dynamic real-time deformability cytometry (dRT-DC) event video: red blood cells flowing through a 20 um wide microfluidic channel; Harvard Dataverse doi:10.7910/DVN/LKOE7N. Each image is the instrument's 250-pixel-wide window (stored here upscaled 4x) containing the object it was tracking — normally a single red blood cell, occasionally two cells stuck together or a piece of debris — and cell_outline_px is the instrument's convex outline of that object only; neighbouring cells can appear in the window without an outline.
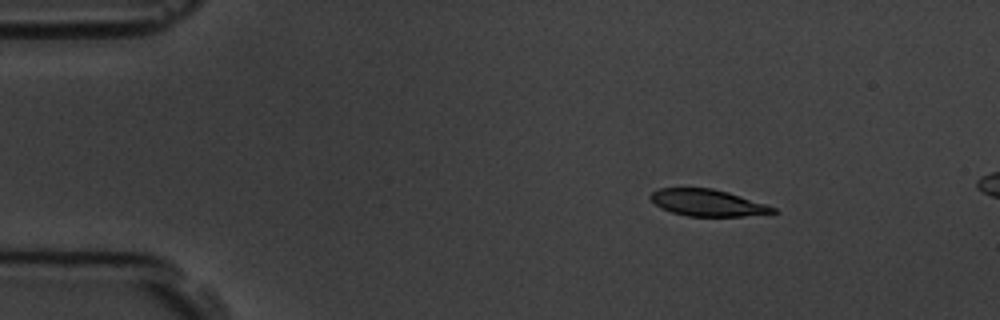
{"species": "common noctule bat (a hibernating species)", "species_latin": "Nyctalus noctula", "temperature_condition": "room temperature", "stored_images_in_passage": 4, "camera_frame_rate_fps": 3000, "um_per_image_px": 0.085, "animal": {"sex": "male", "body_mass_g": 19.5, "forearm_length_mm": 54.6}, "frame": {"image": 1, "passage_image": 2, "time_ms": 2.0, "image_size_px": [1000, 320], "cell_outline_px": [[780, 212], [744, 216], [688, 216], [672, 212], [660, 208], [648, 196], [652, 192], [660, 188], [712, 188], [728, 192], [776, 208]], "centroid_in_image_um": [60.13, 17.24], "position_along_channel_um": 24.9, "area_um2": 18.9}}